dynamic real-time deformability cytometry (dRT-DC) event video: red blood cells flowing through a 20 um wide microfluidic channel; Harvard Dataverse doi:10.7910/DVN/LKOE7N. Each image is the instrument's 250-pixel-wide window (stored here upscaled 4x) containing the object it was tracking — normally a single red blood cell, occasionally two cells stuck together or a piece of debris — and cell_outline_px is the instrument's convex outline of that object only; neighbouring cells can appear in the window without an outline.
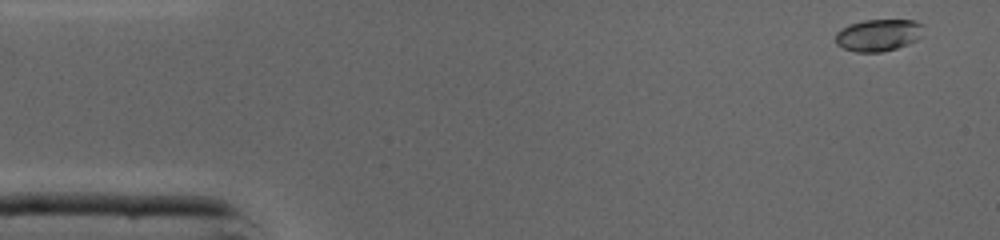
{"species": "common noctule bat (a hibernating species)", "species_latin": "Nyctalus noctula", "temperature_condition": "cold", "stored_images_in_passage": 45, "camera_frame_rate_fps": 3000, "um_per_image_px": 0.085, "animal": {"sex": "male", "body_mass_g": 19.0, "forearm_length_mm": 50.8}, "frame": {"image": 1, "passage_image": 1, "time_ms": 0.0, "image_size_px": [1000, 240], "cell_outline_px": [[920, 24], [916, 40], [908, 44], [896, 48], [880, 52], [856, 52], [844, 48], [836, 44], [836, 32], [840, 28], [848, 24], [864, 20], [912, 20]], "centroid_in_image_um": [74.55, 2.99], "position_along_channel_um": 10.5, "area_um2": 16.01}}
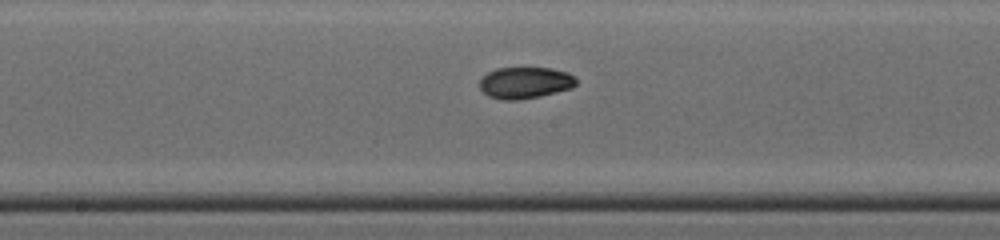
{"frame": {"image": 2, "passage_image": 22, "time_ms": 7.0, "image_size_px": [1000, 240], "cell_outline_px": [[576, 84], [572, 88], [540, 96], [520, 100], [500, 100], [488, 96], [480, 88], [480, 80], [488, 72], [496, 68], [552, 68], [568, 72], [576, 80]], "centroid_in_image_um": [44.62, 7.04], "position_along_channel_um": 203.6, "area_um2": 17.74}}
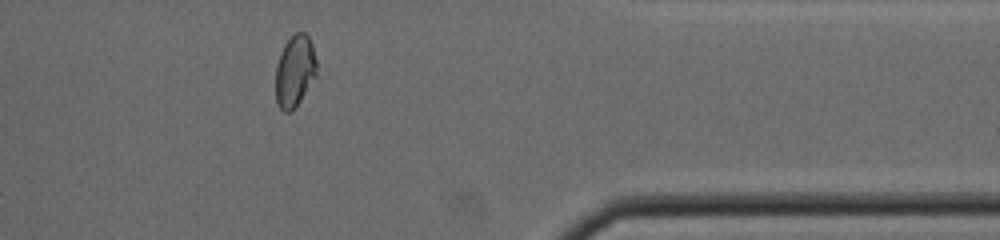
{"frame": {"image": 3, "passage_image": 36, "time_ms": 11.667, "image_size_px": [1000, 240], "cell_outline_px": [[316, 76], [300, 100], [288, 112], [284, 112], [276, 104], [276, 64], [284, 44], [296, 32], [304, 32], [308, 36], [312, 44], [316, 60]], "centroid_in_image_um": [25.05, 6.02], "position_along_channel_um": 386.4, "area_um2": 16.94}}